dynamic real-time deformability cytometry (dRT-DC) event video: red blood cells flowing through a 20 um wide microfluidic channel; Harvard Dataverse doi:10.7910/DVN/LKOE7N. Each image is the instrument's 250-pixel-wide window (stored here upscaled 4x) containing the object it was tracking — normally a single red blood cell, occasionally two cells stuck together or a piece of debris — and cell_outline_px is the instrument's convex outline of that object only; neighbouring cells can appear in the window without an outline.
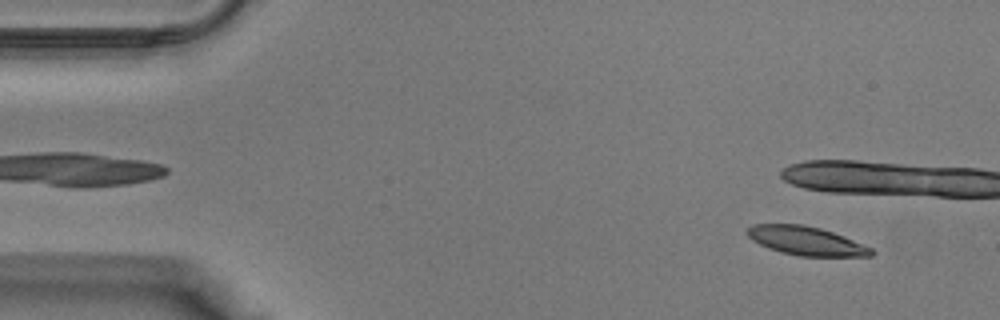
{"species": "Egyptian fruit bat (a non-hibernating species)", "species_latin": "Rousettus aegyptiacus", "temperature_condition": "warm", "stored_images_in_passage": 9, "camera_frame_rate_fps": 3000, "um_per_image_px": 0.085, "animal": {"sex": "male"}, "frame": {"image": 1, "passage_image": 3, "time_ms": 0.667, "image_size_px": [1000, 320], "cell_outline_px": [[876, 252], [872, 256], [800, 256], [780, 252], [768, 248], [752, 240], [748, 236], [748, 228], [752, 224], [804, 224], [820, 228], [844, 236], [872, 248]], "centroid_in_image_um": [68.54, 20.47], "position_along_channel_um": 16.5, "area_um2": 20.75}}